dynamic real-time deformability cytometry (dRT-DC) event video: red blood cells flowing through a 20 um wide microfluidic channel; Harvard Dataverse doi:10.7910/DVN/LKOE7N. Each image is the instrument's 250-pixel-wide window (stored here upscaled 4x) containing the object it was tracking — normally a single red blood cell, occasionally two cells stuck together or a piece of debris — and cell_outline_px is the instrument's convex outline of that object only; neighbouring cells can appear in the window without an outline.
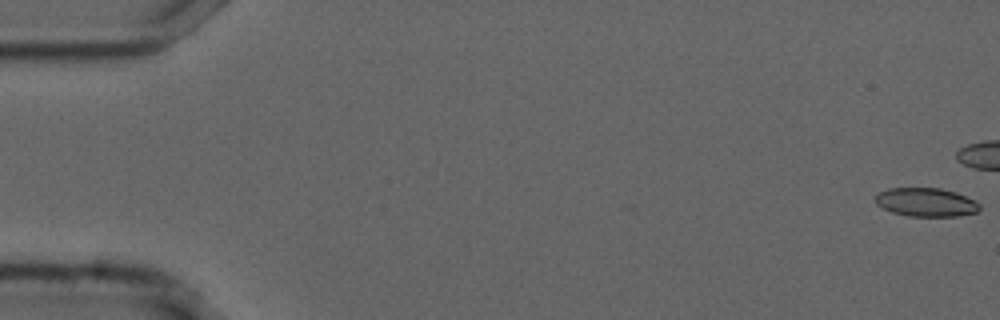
{"species": "common noctule bat (a hibernating species)", "species_latin": "Nyctalus noctula", "temperature_condition": "cold", "stored_images_in_passage": 3, "camera_frame_rate_fps": 3000, "um_per_image_px": 0.085, "animal": {"sex": "male", "forearm_length_mm": 52.5}, "frame": {"image": 1, "passage_image": 1, "time_ms": 0.0, "image_size_px": [1000, 320], "cell_outline_px": [[980, 208], [976, 212], [956, 216], [908, 216], [892, 212], [876, 204], [876, 196], [880, 192], [888, 188], [940, 188], [956, 192], [976, 200], [980, 204]], "centroid_in_image_um": [78.74, 17.18], "position_along_channel_um": 6.3, "area_um2": 17.34}}